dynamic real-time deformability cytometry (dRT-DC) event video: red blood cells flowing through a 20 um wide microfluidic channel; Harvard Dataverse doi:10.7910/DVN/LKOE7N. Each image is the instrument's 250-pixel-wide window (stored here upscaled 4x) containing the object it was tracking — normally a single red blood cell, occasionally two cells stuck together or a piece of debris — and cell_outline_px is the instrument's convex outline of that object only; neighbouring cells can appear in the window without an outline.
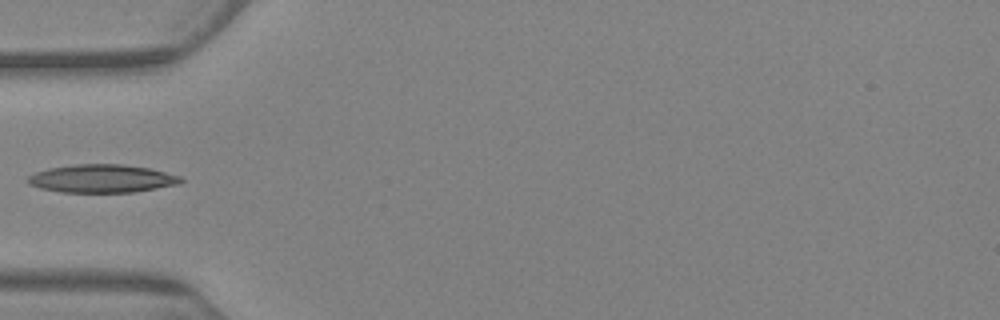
{"species": "Egyptian fruit bat (a non-hibernating species)", "species_latin": "Rousettus aegyptiacus", "temperature_condition": "warm", "stored_images_in_passage": 13, "camera_frame_rate_fps": 3000, "um_per_image_px": 0.085, "animal": {"sex": "female"}, "frame": {"image": 1, "passage_image": 6, "time_ms": 6.667, "image_size_px": [1000, 320], "cell_outline_px": [[184, 180], [180, 184], [132, 192], [60, 192], [40, 188], [28, 184], [24, 180], [28, 176], [36, 172], [48, 168], [76, 164], [124, 164], [152, 168], [180, 176]], "centroid_in_image_um": [8.65, 15.17], "position_along_channel_um": 76.3, "area_um2": 25.26}}
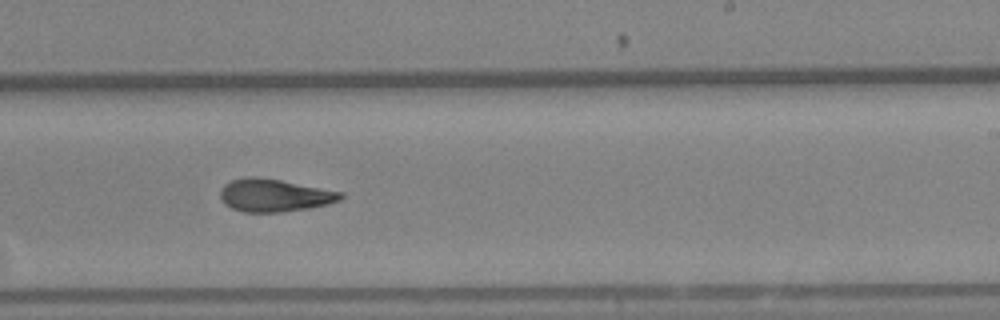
{"frame": {"image": 2, "passage_image": 11, "time_ms": 12.667, "image_size_px": [1000, 320], "cell_outline_px": [[344, 196], [340, 200], [328, 204], [308, 208], [280, 212], [244, 212], [232, 208], [224, 204], [220, 200], [220, 188], [224, 184], [232, 180], [280, 180], [340, 192]], "centroid_in_image_um": [23.31, 16.65], "position_along_channel_um": 265.7, "area_um2": 22.02}}
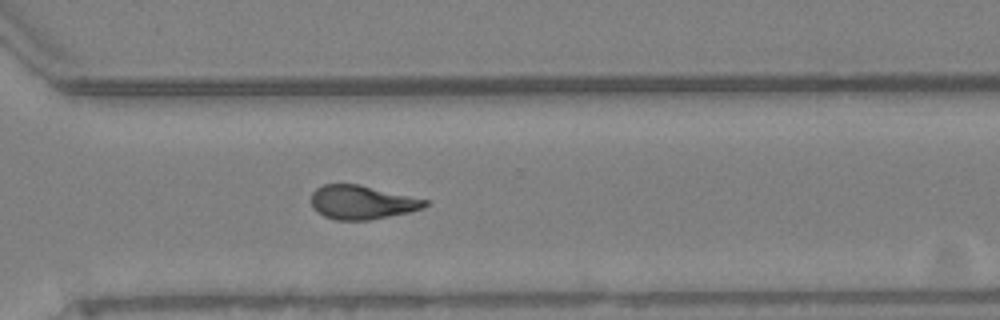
{"frame": {"image": 3, "passage_image": 13, "time_ms": 15.0, "image_size_px": [1000, 320], "cell_outline_px": [[428, 204], [424, 208], [408, 212], [368, 220], [336, 220], [324, 216], [316, 212], [312, 208], [312, 192], [316, 188], [324, 184], [360, 184], [428, 200]], "centroid_in_image_um": [30.74, 17.19], "position_along_channel_um": 339.9, "area_um2": 22.43}}